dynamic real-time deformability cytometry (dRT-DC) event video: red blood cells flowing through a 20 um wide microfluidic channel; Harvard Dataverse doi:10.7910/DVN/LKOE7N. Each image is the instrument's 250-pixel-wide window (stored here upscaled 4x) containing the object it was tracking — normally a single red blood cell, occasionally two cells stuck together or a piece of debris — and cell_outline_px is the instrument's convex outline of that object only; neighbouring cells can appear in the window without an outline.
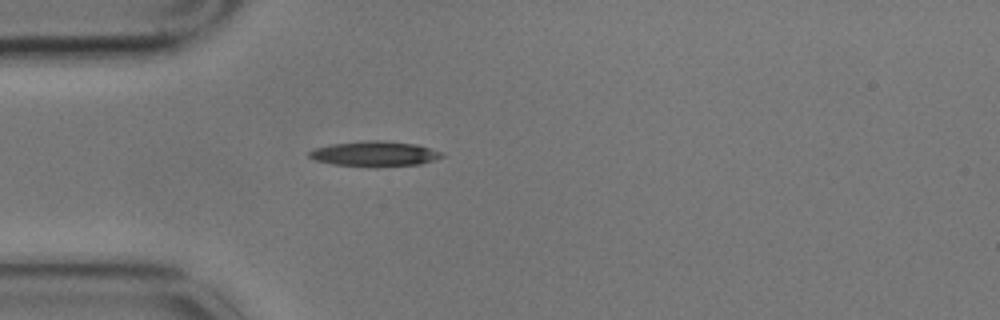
{"species": "common noctule bat (a hibernating species)", "species_latin": "Nyctalus noctula", "temperature_condition": "cold", "stored_images_in_passage": 43, "camera_frame_rate_fps": 3000, "um_per_image_px": 0.085, "animal": {"sex": "male", "body_mass_g": 17.9}, "frame": {"image": 1, "passage_image": 1, "time_ms": 0.0, "image_size_px": [1000, 320], "cell_outline_px": [[444, 156], [420, 164], [376, 168], [372, 168], [332, 164], [316, 160], [308, 156], [308, 152], [312, 148], [332, 144], [364, 140], [384, 140], [416, 144], [444, 152]], "centroid_in_image_um": [31.83, 13.08], "position_along_channel_um": 53.2, "area_um2": 19.94}}
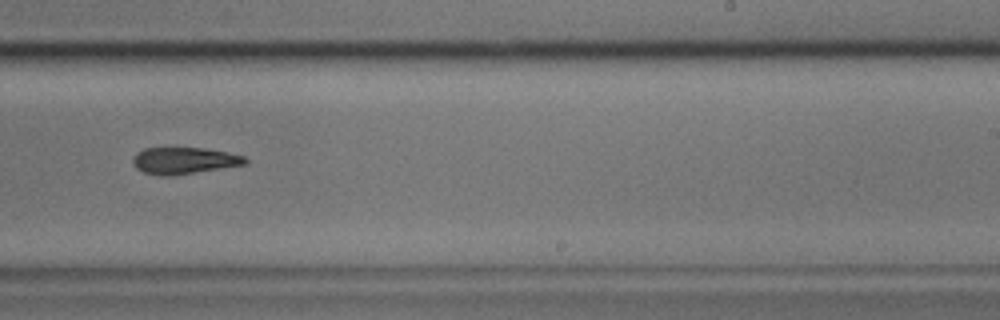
{"frame": {"image": 2, "passage_image": 21, "time_ms": 6.667, "image_size_px": [1000, 320], "cell_outline_px": [[248, 164], [168, 176], [160, 176], [144, 172], [136, 168], [132, 164], [132, 156], [136, 152], [144, 148], [204, 148], [228, 152], [244, 156], [248, 160]], "centroid_in_image_um": [15.62, 13.64], "position_along_channel_um": 273.4, "area_um2": 17.51}}
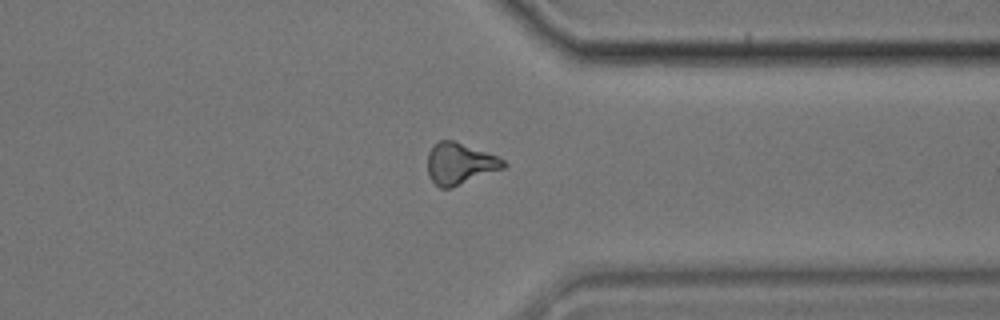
{"frame": {"image": 3, "passage_image": 30, "time_ms": 9.667, "image_size_px": [1000, 320], "cell_outline_px": [[508, 164], [504, 168], [452, 188], [440, 188], [428, 176], [428, 152], [440, 140], [452, 140], [500, 156]], "centroid_in_image_um": [39.12, 13.91], "position_along_channel_um": 372.3, "area_um2": 18.38}, "authors_computed_cell_mechanics": {"area_um2": 18.3804, "velocity_mm_per_s": 3.3947, "shape_relaxation_time_tau1_ms": 4.561, "shape_relaxation_time_tau2_ms": null, "deformation_change_tau1": 0.1082, "deformation_change_tau2": null}}